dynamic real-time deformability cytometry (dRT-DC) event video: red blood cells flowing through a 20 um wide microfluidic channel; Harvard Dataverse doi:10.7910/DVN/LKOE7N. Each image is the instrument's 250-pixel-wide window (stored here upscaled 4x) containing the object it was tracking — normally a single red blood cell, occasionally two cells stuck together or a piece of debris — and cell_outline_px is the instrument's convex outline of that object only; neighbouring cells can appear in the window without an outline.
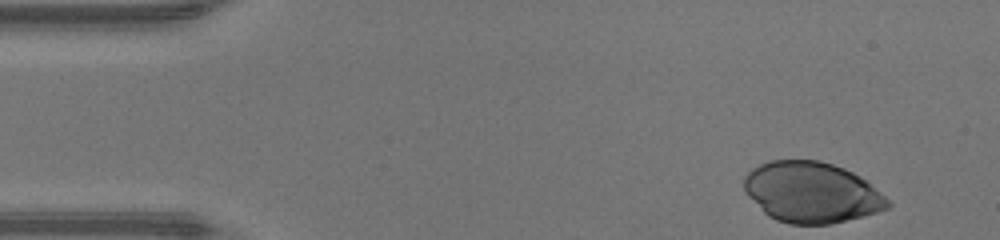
{"species": "human", "species_latin": "Homo sapiens", "temperature_condition": "warm", "stored_images_in_passage": 37, "camera_frame_rate_fps": 3000, "um_per_image_px": 0.085, "donor": {"sex": "male"}, "frame": {"image": 1, "passage_image": 1, "time_ms": 0.0, "image_size_px": [1000, 240], "cell_outline_px": [[892, 204], [888, 208], [864, 216], [828, 224], [788, 224], [776, 220], [768, 216], [748, 196], [744, 188], [744, 176], [752, 168], [768, 160], [820, 160], [844, 168], [860, 176], [884, 196]], "centroid_in_image_um": [68.96, 16.34], "position_along_channel_um": 16.0, "area_um2": 50.69}}
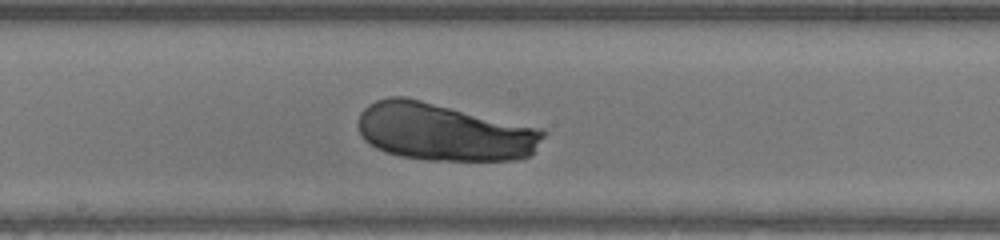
{"frame": {"image": 2, "passage_image": 22, "time_ms": 7.0, "image_size_px": [1000, 240], "cell_outline_px": [[548, 132], [532, 152], [528, 156], [520, 160], [428, 160], [400, 156], [384, 152], [368, 144], [364, 140], [356, 124], [360, 112], [368, 104], [376, 100], [388, 96], [404, 96], [544, 128]], "centroid_in_image_um": [37.73, 11.21], "position_along_channel_um": 210.5, "area_um2": 62.77}}
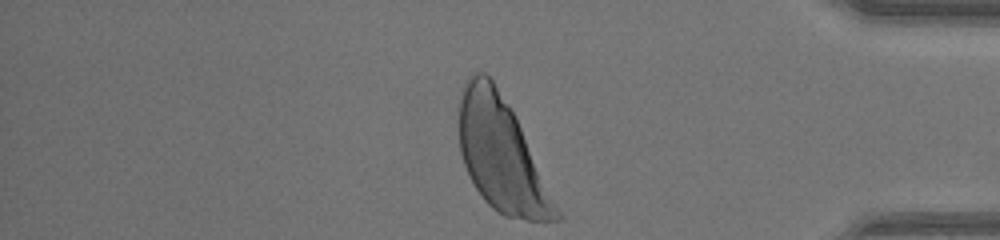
{"frame": {"image": 3, "passage_image": 37, "time_ms": 12.0, "image_size_px": [1000, 240], "cell_outline_px": [[564, 220], [528, 220], [504, 216], [492, 208], [484, 200], [476, 188], [464, 164], [460, 152], [460, 100], [468, 76], [472, 72], [484, 72], [492, 80], [508, 104], [564, 216]], "centroid_in_image_um": [42.64, 13.2], "position_along_channel_um": 392.6, "area_um2": 63.0}}